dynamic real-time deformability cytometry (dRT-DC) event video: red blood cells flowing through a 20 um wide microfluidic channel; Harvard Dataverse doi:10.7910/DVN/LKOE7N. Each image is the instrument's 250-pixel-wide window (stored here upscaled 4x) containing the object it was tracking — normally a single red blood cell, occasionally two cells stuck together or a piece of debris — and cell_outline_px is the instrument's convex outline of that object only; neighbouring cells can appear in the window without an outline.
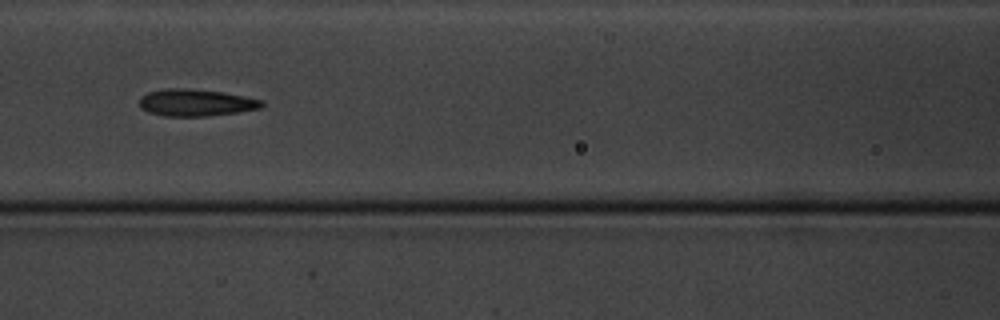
{"species": "common noctule bat (a hibernating species)", "species_latin": "Nyctalus noctula", "temperature_condition": "cold", "stored_images_in_passage": 13, "camera_frame_rate_fps": 3000, "um_per_image_px": 0.085, "animal": {"sex": "male", "body_mass_g": 20.1, "forearm_length_mm": 53.5}, "frame": {"image": 1, "passage_image": 8, "time_ms": 8.333, "image_size_px": [1000, 320], "cell_outline_px": [[264, 104], [260, 108], [236, 112], [208, 116], [164, 116], [148, 112], [140, 108], [140, 96], [148, 92], [168, 88], [188, 88], [224, 92], [264, 100]], "centroid_in_image_um": [16.64, 8.72], "position_along_channel_um": 150.0, "area_um2": 19.31}}
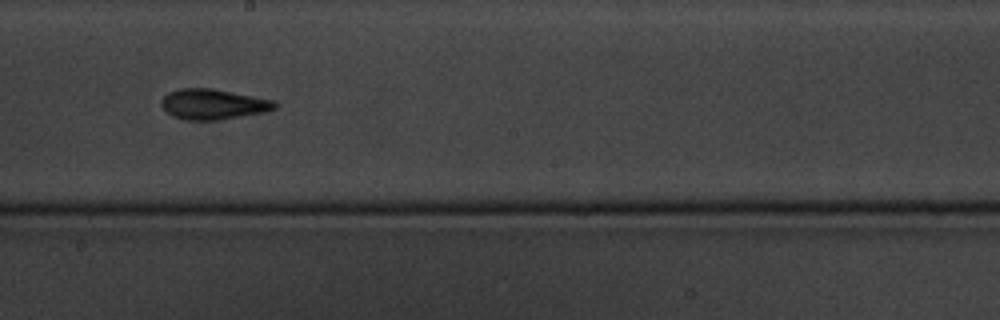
{"frame": {"image": 2, "passage_image": 10, "time_ms": 10.667, "image_size_px": [1000, 320], "cell_outline_px": [[280, 104], [276, 108], [264, 112], [216, 120], [188, 120], [172, 116], [160, 104], [160, 100], [168, 92], [180, 88], [208, 88], [232, 92], [276, 100]], "centroid_in_image_um": [18.13, 8.85], "position_along_channel_um": 230.1, "area_um2": 20.06}}
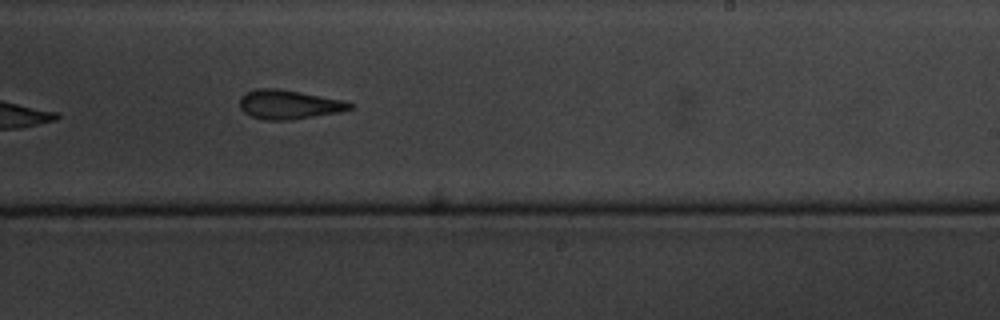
{"frame": {"image": 3, "passage_image": 11, "time_ms": 11.667, "image_size_px": [1000, 320], "cell_outline_px": [[352, 108], [336, 112], [288, 120], [264, 120], [252, 116], [244, 112], [240, 108], [240, 96], [256, 88], [276, 88], [348, 100], [352, 104]], "centroid_in_image_um": [24.54, 8.87], "position_along_channel_um": 264.5, "area_um2": 18.55}}